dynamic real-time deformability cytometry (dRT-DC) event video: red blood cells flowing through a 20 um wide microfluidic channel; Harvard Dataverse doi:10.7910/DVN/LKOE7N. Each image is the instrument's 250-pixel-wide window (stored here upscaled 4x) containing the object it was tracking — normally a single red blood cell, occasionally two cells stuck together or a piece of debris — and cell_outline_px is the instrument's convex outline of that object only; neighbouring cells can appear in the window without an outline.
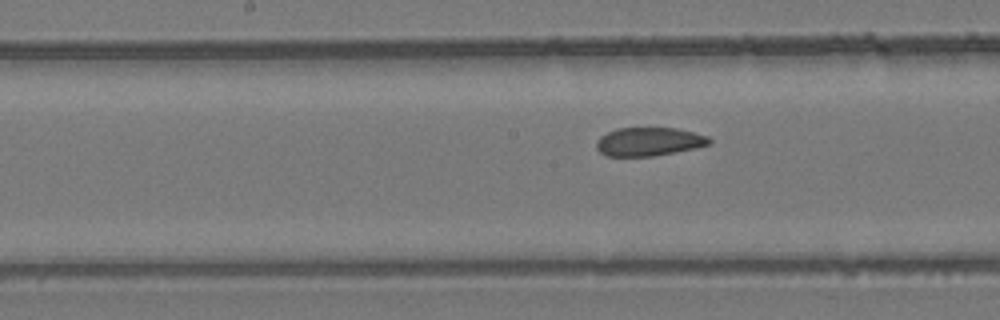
{"species": "common noctule bat (a hibernating species)", "species_latin": "Nyctalus noctula", "temperature_condition": "room temperature", "stored_images_in_passage": 8, "segment_of_instrument_passage": [2, 2], "camera_frame_rate_fps": 3000, "um_per_image_px": 0.085, "animal": {"sex": "female", "body_mass_g": 24.6, "forearm_length_mm": 56.2}, "frame": {"image": 1, "passage_image": 8, "time_ms": 9.0, "image_size_px": [1000, 320], "cell_outline_px": [[712, 144], [696, 148], [652, 156], [608, 156], [600, 152], [596, 148], [596, 140], [600, 136], [616, 128], [676, 128], [708, 136], [712, 140]], "centroid_in_image_um": [55.16, 12.04], "position_along_channel_um": 193.0, "area_um2": 18.79}}